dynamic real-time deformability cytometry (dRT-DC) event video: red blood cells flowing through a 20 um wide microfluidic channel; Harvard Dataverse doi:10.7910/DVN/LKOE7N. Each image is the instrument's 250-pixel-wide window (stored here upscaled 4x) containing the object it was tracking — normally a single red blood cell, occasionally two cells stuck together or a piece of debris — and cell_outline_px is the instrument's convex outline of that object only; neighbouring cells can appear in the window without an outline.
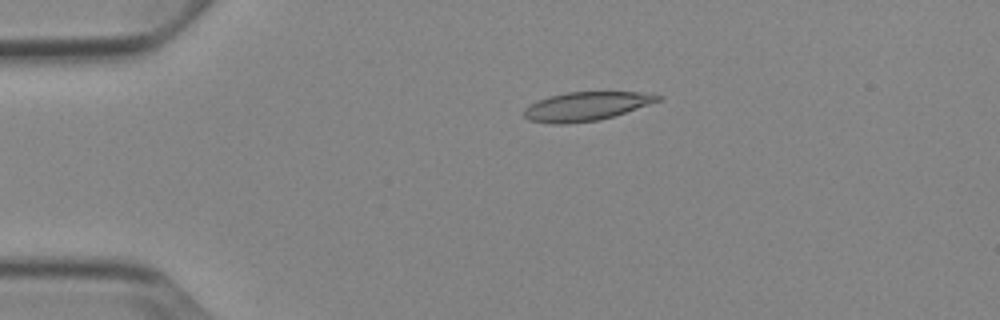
{"species": "Egyptian fruit bat (a non-hibernating species)", "species_latin": "Rousettus aegyptiacus", "temperature_condition": "cold", "stored_images_in_passage": 42, "camera_frame_rate_fps": 3000, "um_per_image_px": 0.085, "animal": {"sex": "female"}, "frame": {"image": 1, "passage_image": 1, "time_ms": 0.0, "image_size_px": [1000, 320], "cell_outline_px": [[664, 96], [660, 100], [612, 116], [596, 120], [564, 124], [552, 124], [528, 120], [524, 116], [524, 108], [548, 96], [568, 92], [640, 92]], "centroid_in_image_um": [49.78, 9.03], "position_along_channel_um": 35.2, "area_um2": 22.02}}
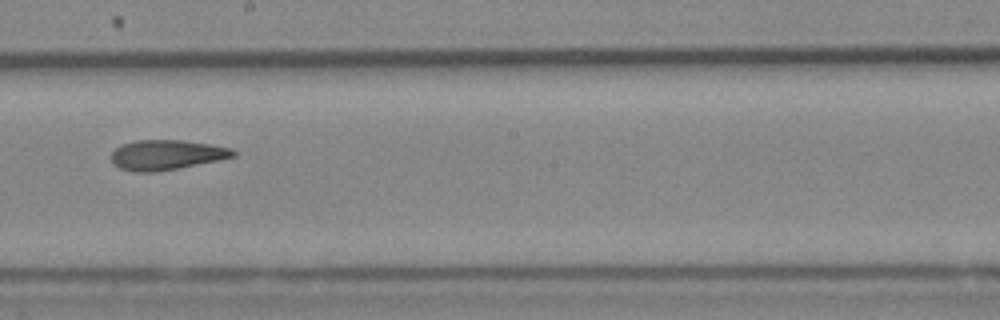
{"frame": {"image": 2, "passage_image": 20, "time_ms": 6.333, "image_size_px": [1000, 320], "cell_outline_px": [[236, 156], [220, 160], [156, 172], [136, 172], [120, 168], [112, 164], [112, 152], [120, 144], [136, 140], [184, 140], [232, 148], [236, 152]], "centroid_in_image_um": [14.14, 13.16], "position_along_channel_um": 234.1, "area_um2": 21.33}}
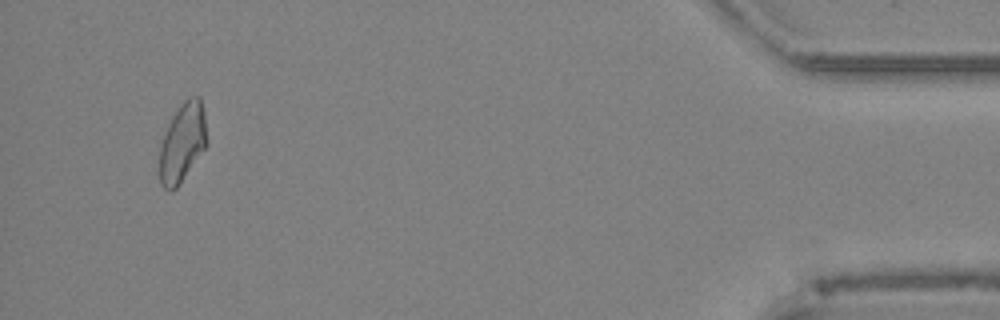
{"frame": {"image": 3, "passage_image": 40, "time_ms": 13.0, "image_size_px": [1000, 320], "cell_outline_px": [[208, 144], [176, 188], [172, 192], [168, 192], [160, 184], [160, 148], [168, 124], [172, 116], [180, 104], [188, 96], [200, 96], [204, 108], [208, 140]], "centroid_in_image_um": [15.54, 12.09], "position_along_channel_um": 419.7, "area_um2": 21.96}, "authors_computed_cell_mechanics": {"area_um2": 21.9351, "velocity_mm_per_s": 3.8308, "shape_relaxation_time_tau1_ms": null, "shape_relaxation_time_tau2_ms": 5.1598, "deformation_change_tau1": null, "deformation_change_tau2": 0.1372}}